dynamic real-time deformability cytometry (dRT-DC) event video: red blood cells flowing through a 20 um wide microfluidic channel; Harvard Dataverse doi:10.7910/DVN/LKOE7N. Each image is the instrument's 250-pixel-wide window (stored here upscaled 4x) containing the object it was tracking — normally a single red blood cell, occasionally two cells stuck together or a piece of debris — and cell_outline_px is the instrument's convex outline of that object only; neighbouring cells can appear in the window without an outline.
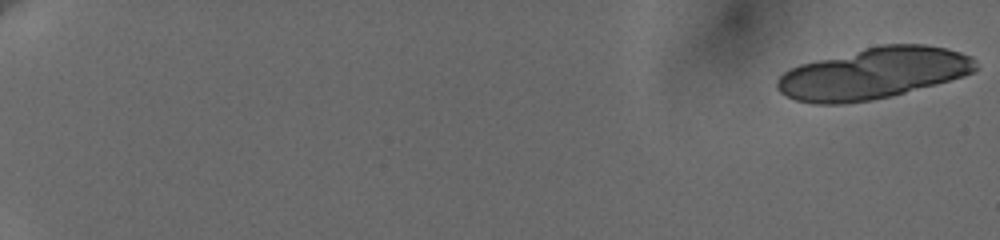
{"species": "human", "species_latin": "Homo sapiens", "temperature_condition": "cold", "stored_images_in_passage": 35, "camera_frame_rate_fps": 3000, "um_per_image_px": 0.085, "donor": {"sex": "female"}, "frame": {"image": 1, "passage_image": 1, "time_ms": 0.0, "image_size_px": [1000, 240], "cell_outline_px": [[976, 72], [964, 76], [892, 96], [872, 100], [848, 104], [812, 104], [796, 100], [784, 96], [776, 88], [776, 80], [784, 72], [800, 64], [880, 44], [924, 44], [944, 48], [960, 52], [972, 56], [976, 60]], "centroid_in_image_um": [74.23, 6.25], "position_along_channel_um": 10.8, "area_um2": 59.42}}
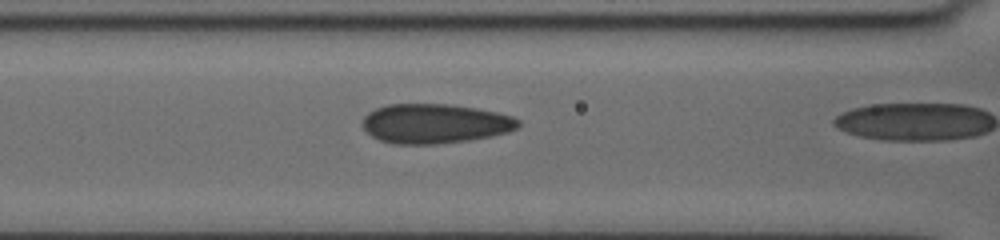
{"frame": {"image": 2, "passage_image": 34, "time_ms": 8.667, "image_size_px": [1000, 240], "cell_outline_px": [[520, 124], [516, 128], [508, 132], [468, 140], [436, 144], [396, 144], [380, 140], [372, 136], [364, 128], [364, 116], [368, 112], [376, 108], [388, 104], [452, 104], [476, 108], [496, 112], [512, 116], [520, 120]], "centroid_in_image_um": [36.97, 10.5], "position_along_channel_um": 129.6, "area_um2": 35.72}}